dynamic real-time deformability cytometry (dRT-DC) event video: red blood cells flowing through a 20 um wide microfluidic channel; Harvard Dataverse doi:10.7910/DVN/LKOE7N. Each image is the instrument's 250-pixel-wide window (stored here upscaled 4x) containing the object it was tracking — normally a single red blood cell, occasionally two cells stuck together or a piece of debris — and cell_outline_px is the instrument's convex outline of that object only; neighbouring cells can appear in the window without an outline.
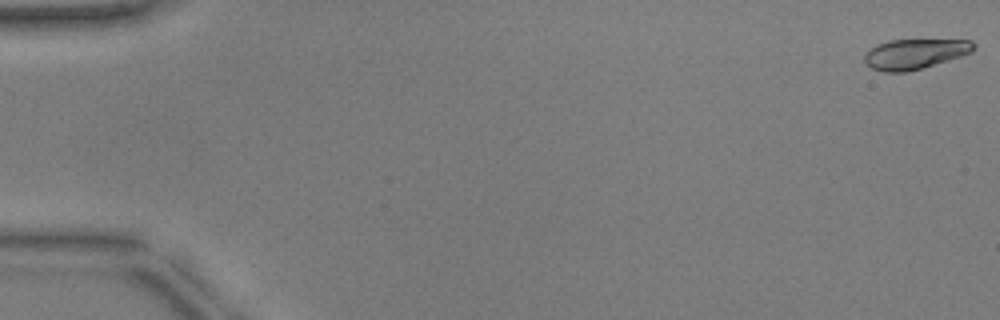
{"species": "common noctule bat (a hibernating species)", "species_latin": "Nyctalus noctula", "temperature_condition": "warm", "stored_images_in_passage": 8, "camera_frame_rate_fps": 3000, "um_per_image_px": 0.085, "animal": {"sex": "male", "body_mass_g": 17.9, "forearm_length_mm": 54.2}, "frame": {"image": 1, "passage_image": 1, "time_ms": 0.0, "image_size_px": [1000, 320], "cell_outline_px": [[976, 48], [972, 52], [960, 56], [908, 72], [884, 72], [872, 68], [864, 64], [864, 56], [876, 44], [888, 40], [972, 40], [976, 44]], "centroid_in_image_um": [77.75, 4.58], "position_along_channel_um": 7.2, "area_um2": 19.07}}